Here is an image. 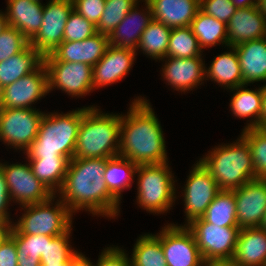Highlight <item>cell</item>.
<instances>
[{"instance_id": "6da1fadb", "label": "cell", "mask_w": 266, "mask_h": 266, "mask_svg": "<svg viewBox=\"0 0 266 266\" xmlns=\"http://www.w3.org/2000/svg\"><path fill=\"white\" fill-rule=\"evenodd\" d=\"M106 165L107 158L70 160L63 186L56 195L73 214L85 210L110 219L119 215L121 204L110 194L104 179Z\"/></svg>"}, {"instance_id": "7a4b0ae2", "label": "cell", "mask_w": 266, "mask_h": 266, "mask_svg": "<svg viewBox=\"0 0 266 266\" xmlns=\"http://www.w3.org/2000/svg\"><path fill=\"white\" fill-rule=\"evenodd\" d=\"M133 100L127 114H121L119 155L136 165L169 162L162 126L151 103L141 96Z\"/></svg>"}, {"instance_id": "3957f363", "label": "cell", "mask_w": 266, "mask_h": 266, "mask_svg": "<svg viewBox=\"0 0 266 266\" xmlns=\"http://www.w3.org/2000/svg\"><path fill=\"white\" fill-rule=\"evenodd\" d=\"M83 107L73 158H111L119 155L121 115Z\"/></svg>"}, {"instance_id": "277c9868", "label": "cell", "mask_w": 266, "mask_h": 266, "mask_svg": "<svg viewBox=\"0 0 266 266\" xmlns=\"http://www.w3.org/2000/svg\"><path fill=\"white\" fill-rule=\"evenodd\" d=\"M82 117V107L67 113L45 112L35 140L24 153L26 158L73 159Z\"/></svg>"}, {"instance_id": "5b68a950", "label": "cell", "mask_w": 266, "mask_h": 266, "mask_svg": "<svg viewBox=\"0 0 266 266\" xmlns=\"http://www.w3.org/2000/svg\"><path fill=\"white\" fill-rule=\"evenodd\" d=\"M223 144L211 148L199 159L219 189L234 190L254 180L255 169L248 142L240 135L235 142Z\"/></svg>"}, {"instance_id": "8992f818", "label": "cell", "mask_w": 266, "mask_h": 266, "mask_svg": "<svg viewBox=\"0 0 266 266\" xmlns=\"http://www.w3.org/2000/svg\"><path fill=\"white\" fill-rule=\"evenodd\" d=\"M138 206L149 213L163 214L172 209L176 198L174 175L168 164L138 165L136 169Z\"/></svg>"}, {"instance_id": "52a82bcc", "label": "cell", "mask_w": 266, "mask_h": 266, "mask_svg": "<svg viewBox=\"0 0 266 266\" xmlns=\"http://www.w3.org/2000/svg\"><path fill=\"white\" fill-rule=\"evenodd\" d=\"M56 196L40 203L21 206L20 210L24 212L10 226V234L58 236L68 232L73 227V213L60 198L53 204Z\"/></svg>"}, {"instance_id": "ba28073f", "label": "cell", "mask_w": 266, "mask_h": 266, "mask_svg": "<svg viewBox=\"0 0 266 266\" xmlns=\"http://www.w3.org/2000/svg\"><path fill=\"white\" fill-rule=\"evenodd\" d=\"M186 226L193 234L205 262L233 258L240 231L238 226L221 227L201 217L193 219Z\"/></svg>"}, {"instance_id": "9c48e42d", "label": "cell", "mask_w": 266, "mask_h": 266, "mask_svg": "<svg viewBox=\"0 0 266 266\" xmlns=\"http://www.w3.org/2000/svg\"><path fill=\"white\" fill-rule=\"evenodd\" d=\"M44 114L36 108H0V140L25 153L39 132Z\"/></svg>"}, {"instance_id": "30bf717a", "label": "cell", "mask_w": 266, "mask_h": 266, "mask_svg": "<svg viewBox=\"0 0 266 266\" xmlns=\"http://www.w3.org/2000/svg\"><path fill=\"white\" fill-rule=\"evenodd\" d=\"M48 72V92L60 89L73 97L93 91V67L86 63L44 61Z\"/></svg>"}, {"instance_id": "8fae6325", "label": "cell", "mask_w": 266, "mask_h": 266, "mask_svg": "<svg viewBox=\"0 0 266 266\" xmlns=\"http://www.w3.org/2000/svg\"><path fill=\"white\" fill-rule=\"evenodd\" d=\"M6 163L0 162V165L4 172L11 202L21 207L46 201L54 195L36 178L29 162L10 165Z\"/></svg>"}, {"instance_id": "7c38bea8", "label": "cell", "mask_w": 266, "mask_h": 266, "mask_svg": "<svg viewBox=\"0 0 266 266\" xmlns=\"http://www.w3.org/2000/svg\"><path fill=\"white\" fill-rule=\"evenodd\" d=\"M161 245L167 266H203L206 263L186 225H165L161 230Z\"/></svg>"}, {"instance_id": "4fadbf2b", "label": "cell", "mask_w": 266, "mask_h": 266, "mask_svg": "<svg viewBox=\"0 0 266 266\" xmlns=\"http://www.w3.org/2000/svg\"><path fill=\"white\" fill-rule=\"evenodd\" d=\"M72 9V0H49L44 4L42 25L29 44L43 56L53 53L63 42L65 24Z\"/></svg>"}, {"instance_id": "5bb4252c", "label": "cell", "mask_w": 266, "mask_h": 266, "mask_svg": "<svg viewBox=\"0 0 266 266\" xmlns=\"http://www.w3.org/2000/svg\"><path fill=\"white\" fill-rule=\"evenodd\" d=\"M187 177L185 187L182 190L184 191L182 195L186 215V224L184 225L195 218L202 217L220 191L216 181L200 161L194 164Z\"/></svg>"}, {"instance_id": "9a60e30c", "label": "cell", "mask_w": 266, "mask_h": 266, "mask_svg": "<svg viewBox=\"0 0 266 266\" xmlns=\"http://www.w3.org/2000/svg\"><path fill=\"white\" fill-rule=\"evenodd\" d=\"M48 72L43 63L34 72L0 90V108H29L48 94Z\"/></svg>"}, {"instance_id": "2e32d148", "label": "cell", "mask_w": 266, "mask_h": 266, "mask_svg": "<svg viewBox=\"0 0 266 266\" xmlns=\"http://www.w3.org/2000/svg\"><path fill=\"white\" fill-rule=\"evenodd\" d=\"M233 192L238 227H260L266 212V179L251 180Z\"/></svg>"}, {"instance_id": "e0dca14e", "label": "cell", "mask_w": 266, "mask_h": 266, "mask_svg": "<svg viewBox=\"0 0 266 266\" xmlns=\"http://www.w3.org/2000/svg\"><path fill=\"white\" fill-rule=\"evenodd\" d=\"M202 55L191 58L165 57L162 65V77L166 84L181 93L191 91L205 80V61Z\"/></svg>"}, {"instance_id": "ac0fdd59", "label": "cell", "mask_w": 266, "mask_h": 266, "mask_svg": "<svg viewBox=\"0 0 266 266\" xmlns=\"http://www.w3.org/2000/svg\"><path fill=\"white\" fill-rule=\"evenodd\" d=\"M109 37L99 32L82 41H63L44 61L82 62L94 66L105 54Z\"/></svg>"}, {"instance_id": "d6986e66", "label": "cell", "mask_w": 266, "mask_h": 266, "mask_svg": "<svg viewBox=\"0 0 266 266\" xmlns=\"http://www.w3.org/2000/svg\"><path fill=\"white\" fill-rule=\"evenodd\" d=\"M136 56L135 50L109 45L93 66V91L122 80L132 69Z\"/></svg>"}, {"instance_id": "ffe728a7", "label": "cell", "mask_w": 266, "mask_h": 266, "mask_svg": "<svg viewBox=\"0 0 266 266\" xmlns=\"http://www.w3.org/2000/svg\"><path fill=\"white\" fill-rule=\"evenodd\" d=\"M266 37V19L257 6L237 8L227 23L228 46Z\"/></svg>"}, {"instance_id": "44dd1931", "label": "cell", "mask_w": 266, "mask_h": 266, "mask_svg": "<svg viewBox=\"0 0 266 266\" xmlns=\"http://www.w3.org/2000/svg\"><path fill=\"white\" fill-rule=\"evenodd\" d=\"M142 2H145L143 3L145 4V9L139 10L138 8L140 7L137 3L110 34L109 45L136 51L141 34L153 21L150 4L146 0Z\"/></svg>"}, {"instance_id": "7402d4cb", "label": "cell", "mask_w": 266, "mask_h": 266, "mask_svg": "<svg viewBox=\"0 0 266 266\" xmlns=\"http://www.w3.org/2000/svg\"><path fill=\"white\" fill-rule=\"evenodd\" d=\"M153 20L173 28L190 26L200 10V0H146Z\"/></svg>"}, {"instance_id": "603a6c76", "label": "cell", "mask_w": 266, "mask_h": 266, "mask_svg": "<svg viewBox=\"0 0 266 266\" xmlns=\"http://www.w3.org/2000/svg\"><path fill=\"white\" fill-rule=\"evenodd\" d=\"M7 25L18 29L30 41L39 31L44 3L32 0H7Z\"/></svg>"}, {"instance_id": "cb8c5ba5", "label": "cell", "mask_w": 266, "mask_h": 266, "mask_svg": "<svg viewBox=\"0 0 266 266\" xmlns=\"http://www.w3.org/2000/svg\"><path fill=\"white\" fill-rule=\"evenodd\" d=\"M234 47L243 75V85L266 82V37Z\"/></svg>"}, {"instance_id": "d4e9b609", "label": "cell", "mask_w": 266, "mask_h": 266, "mask_svg": "<svg viewBox=\"0 0 266 266\" xmlns=\"http://www.w3.org/2000/svg\"><path fill=\"white\" fill-rule=\"evenodd\" d=\"M232 259L240 266H266V229H240Z\"/></svg>"}, {"instance_id": "484cf974", "label": "cell", "mask_w": 266, "mask_h": 266, "mask_svg": "<svg viewBox=\"0 0 266 266\" xmlns=\"http://www.w3.org/2000/svg\"><path fill=\"white\" fill-rule=\"evenodd\" d=\"M227 48L229 51L216 55L210 66H205V81L210 79L230 90L243 85V75L235 47Z\"/></svg>"}, {"instance_id": "4316f807", "label": "cell", "mask_w": 266, "mask_h": 266, "mask_svg": "<svg viewBox=\"0 0 266 266\" xmlns=\"http://www.w3.org/2000/svg\"><path fill=\"white\" fill-rule=\"evenodd\" d=\"M44 56L30 44L20 53L0 62V90L37 70Z\"/></svg>"}, {"instance_id": "83f0119b", "label": "cell", "mask_w": 266, "mask_h": 266, "mask_svg": "<svg viewBox=\"0 0 266 266\" xmlns=\"http://www.w3.org/2000/svg\"><path fill=\"white\" fill-rule=\"evenodd\" d=\"M247 85H242L230 91H234L233 97L230 100V111L235 117L247 120L250 123L244 127L243 130L258 128V122L261 116L262 110V86L256 90L246 89Z\"/></svg>"}, {"instance_id": "f1b7e54d", "label": "cell", "mask_w": 266, "mask_h": 266, "mask_svg": "<svg viewBox=\"0 0 266 266\" xmlns=\"http://www.w3.org/2000/svg\"><path fill=\"white\" fill-rule=\"evenodd\" d=\"M137 166L129 159L117 155L107 158L104 179L110 194L121 203L122 192L131 189Z\"/></svg>"}, {"instance_id": "f546056e", "label": "cell", "mask_w": 266, "mask_h": 266, "mask_svg": "<svg viewBox=\"0 0 266 266\" xmlns=\"http://www.w3.org/2000/svg\"><path fill=\"white\" fill-rule=\"evenodd\" d=\"M36 178L54 195L63 186L70 160L67 157L27 158Z\"/></svg>"}, {"instance_id": "4dcf8cb0", "label": "cell", "mask_w": 266, "mask_h": 266, "mask_svg": "<svg viewBox=\"0 0 266 266\" xmlns=\"http://www.w3.org/2000/svg\"><path fill=\"white\" fill-rule=\"evenodd\" d=\"M200 48L225 45L228 47L227 24L199 10L190 24Z\"/></svg>"}, {"instance_id": "1f68e13d", "label": "cell", "mask_w": 266, "mask_h": 266, "mask_svg": "<svg viewBox=\"0 0 266 266\" xmlns=\"http://www.w3.org/2000/svg\"><path fill=\"white\" fill-rule=\"evenodd\" d=\"M132 250L131 266H167L161 245V231L157 234L141 235Z\"/></svg>"}, {"instance_id": "d6a6232c", "label": "cell", "mask_w": 266, "mask_h": 266, "mask_svg": "<svg viewBox=\"0 0 266 266\" xmlns=\"http://www.w3.org/2000/svg\"><path fill=\"white\" fill-rule=\"evenodd\" d=\"M171 28L153 20L141 34L136 51L141 49L144 55L153 60H161L166 57Z\"/></svg>"}, {"instance_id": "836d02e7", "label": "cell", "mask_w": 266, "mask_h": 266, "mask_svg": "<svg viewBox=\"0 0 266 266\" xmlns=\"http://www.w3.org/2000/svg\"><path fill=\"white\" fill-rule=\"evenodd\" d=\"M201 218L221 227L238 226L233 190H220Z\"/></svg>"}, {"instance_id": "e575fe53", "label": "cell", "mask_w": 266, "mask_h": 266, "mask_svg": "<svg viewBox=\"0 0 266 266\" xmlns=\"http://www.w3.org/2000/svg\"><path fill=\"white\" fill-rule=\"evenodd\" d=\"M17 247V266H41L40 256L45 252L46 235L10 234Z\"/></svg>"}, {"instance_id": "d590c367", "label": "cell", "mask_w": 266, "mask_h": 266, "mask_svg": "<svg viewBox=\"0 0 266 266\" xmlns=\"http://www.w3.org/2000/svg\"><path fill=\"white\" fill-rule=\"evenodd\" d=\"M202 53L203 50L190 26L171 30L166 57L191 58L200 56Z\"/></svg>"}, {"instance_id": "8d00e7d4", "label": "cell", "mask_w": 266, "mask_h": 266, "mask_svg": "<svg viewBox=\"0 0 266 266\" xmlns=\"http://www.w3.org/2000/svg\"><path fill=\"white\" fill-rule=\"evenodd\" d=\"M72 228L58 236H46L45 252L40 256L41 266L62 265L68 262L78 251L70 245Z\"/></svg>"}, {"instance_id": "74e56055", "label": "cell", "mask_w": 266, "mask_h": 266, "mask_svg": "<svg viewBox=\"0 0 266 266\" xmlns=\"http://www.w3.org/2000/svg\"><path fill=\"white\" fill-rule=\"evenodd\" d=\"M142 0H106L104 11L96 25L97 32L110 36L129 11Z\"/></svg>"}, {"instance_id": "f35d334b", "label": "cell", "mask_w": 266, "mask_h": 266, "mask_svg": "<svg viewBox=\"0 0 266 266\" xmlns=\"http://www.w3.org/2000/svg\"><path fill=\"white\" fill-rule=\"evenodd\" d=\"M240 135L249 144L255 179H266V128L242 130Z\"/></svg>"}, {"instance_id": "ab89813d", "label": "cell", "mask_w": 266, "mask_h": 266, "mask_svg": "<svg viewBox=\"0 0 266 266\" xmlns=\"http://www.w3.org/2000/svg\"><path fill=\"white\" fill-rule=\"evenodd\" d=\"M96 33V25L72 9L65 24L63 41H82Z\"/></svg>"}, {"instance_id": "60d3db41", "label": "cell", "mask_w": 266, "mask_h": 266, "mask_svg": "<svg viewBox=\"0 0 266 266\" xmlns=\"http://www.w3.org/2000/svg\"><path fill=\"white\" fill-rule=\"evenodd\" d=\"M28 45V39L18 29L7 26L0 32V62L22 52Z\"/></svg>"}, {"instance_id": "b9f144b4", "label": "cell", "mask_w": 266, "mask_h": 266, "mask_svg": "<svg viewBox=\"0 0 266 266\" xmlns=\"http://www.w3.org/2000/svg\"><path fill=\"white\" fill-rule=\"evenodd\" d=\"M237 7L231 0H200V10L215 19L229 22Z\"/></svg>"}, {"instance_id": "7bdbcfd3", "label": "cell", "mask_w": 266, "mask_h": 266, "mask_svg": "<svg viewBox=\"0 0 266 266\" xmlns=\"http://www.w3.org/2000/svg\"><path fill=\"white\" fill-rule=\"evenodd\" d=\"M73 9L97 25L104 11L106 0H72Z\"/></svg>"}, {"instance_id": "ee69618b", "label": "cell", "mask_w": 266, "mask_h": 266, "mask_svg": "<svg viewBox=\"0 0 266 266\" xmlns=\"http://www.w3.org/2000/svg\"><path fill=\"white\" fill-rule=\"evenodd\" d=\"M94 266H131L130 257L120 247L109 246L102 250Z\"/></svg>"}, {"instance_id": "f6af8a7d", "label": "cell", "mask_w": 266, "mask_h": 266, "mask_svg": "<svg viewBox=\"0 0 266 266\" xmlns=\"http://www.w3.org/2000/svg\"><path fill=\"white\" fill-rule=\"evenodd\" d=\"M10 195L8 191V187L6 184L4 172L2 170V167L0 165V225H12L11 221V215L8 212L9 208L8 206L11 204L10 203Z\"/></svg>"}, {"instance_id": "bcb514c9", "label": "cell", "mask_w": 266, "mask_h": 266, "mask_svg": "<svg viewBox=\"0 0 266 266\" xmlns=\"http://www.w3.org/2000/svg\"><path fill=\"white\" fill-rule=\"evenodd\" d=\"M0 266H17V247L10 235L0 246Z\"/></svg>"}, {"instance_id": "7dc6e473", "label": "cell", "mask_w": 266, "mask_h": 266, "mask_svg": "<svg viewBox=\"0 0 266 266\" xmlns=\"http://www.w3.org/2000/svg\"><path fill=\"white\" fill-rule=\"evenodd\" d=\"M70 266H94V264L89 258L83 255V253L77 252L70 259Z\"/></svg>"}, {"instance_id": "c3c4849f", "label": "cell", "mask_w": 266, "mask_h": 266, "mask_svg": "<svg viewBox=\"0 0 266 266\" xmlns=\"http://www.w3.org/2000/svg\"><path fill=\"white\" fill-rule=\"evenodd\" d=\"M258 128H266V84L262 86V110Z\"/></svg>"}, {"instance_id": "681fc988", "label": "cell", "mask_w": 266, "mask_h": 266, "mask_svg": "<svg viewBox=\"0 0 266 266\" xmlns=\"http://www.w3.org/2000/svg\"><path fill=\"white\" fill-rule=\"evenodd\" d=\"M205 264L207 266H240L233 259L211 260Z\"/></svg>"}, {"instance_id": "f907efd6", "label": "cell", "mask_w": 266, "mask_h": 266, "mask_svg": "<svg viewBox=\"0 0 266 266\" xmlns=\"http://www.w3.org/2000/svg\"><path fill=\"white\" fill-rule=\"evenodd\" d=\"M237 8L257 6L258 0H231Z\"/></svg>"}, {"instance_id": "816d5d0a", "label": "cell", "mask_w": 266, "mask_h": 266, "mask_svg": "<svg viewBox=\"0 0 266 266\" xmlns=\"http://www.w3.org/2000/svg\"><path fill=\"white\" fill-rule=\"evenodd\" d=\"M10 235V226L0 225V246L2 242Z\"/></svg>"}, {"instance_id": "f5cc1de1", "label": "cell", "mask_w": 266, "mask_h": 266, "mask_svg": "<svg viewBox=\"0 0 266 266\" xmlns=\"http://www.w3.org/2000/svg\"><path fill=\"white\" fill-rule=\"evenodd\" d=\"M6 14L0 10V32L7 27Z\"/></svg>"}, {"instance_id": "db71d44e", "label": "cell", "mask_w": 266, "mask_h": 266, "mask_svg": "<svg viewBox=\"0 0 266 266\" xmlns=\"http://www.w3.org/2000/svg\"><path fill=\"white\" fill-rule=\"evenodd\" d=\"M257 8L265 16L266 19V0H258Z\"/></svg>"}, {"instance_id": "11a10c76", "label": "cell", "mask_w": 266, "mask_h": 266, "mask_svg": "<svg viewBox=\"0 0 266 266\" xmlns=\"http://www.w3.org/2000/svg\"><path fill=\"white\" fill-rule=\"evenodd\" d=\"M260 227L263 229H266V212H265L264 219Z\"/></svg>"}, {"instance_id": "9f6ffc18", "label": "cell", "mask_w": 266, "mask_h": 266, "mask_svg": "<svg viewBox=\"0 0 266 266\" xmlns=\"http://www.w3.org/2000/svg\"><path fill=\"white\" fill-rule=\"evenodd\" d=\"M54 266H70V260L62 265H54Z\"/></svg>"}]
</instances>
